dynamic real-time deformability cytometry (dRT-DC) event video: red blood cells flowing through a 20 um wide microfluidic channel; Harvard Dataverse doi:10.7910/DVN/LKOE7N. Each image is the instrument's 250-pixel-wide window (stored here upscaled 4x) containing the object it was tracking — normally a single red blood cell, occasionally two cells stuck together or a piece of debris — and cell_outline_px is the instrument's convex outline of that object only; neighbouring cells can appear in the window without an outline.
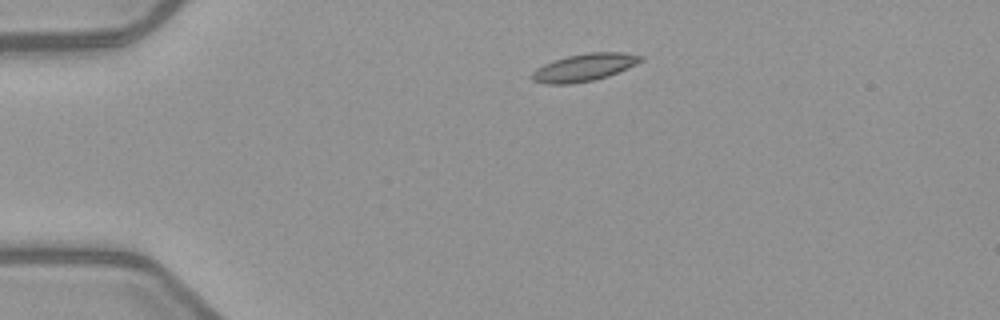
{"species": "common noctule bat (a hibernating species)", "species_latin": "Nyctalus noctula", "temperature_condition": "warm", "stored_images_in_passage": 5, "camera_frame_rate_fps": 3000, "um_per_image_px": 0.085, "animal": {"sex": "female", "body_mass_g": 21.9}, "frame": {"image": 1, "passage_image": 2, "time_ms": 1.333, "image_size_px": [1000, 320], "cell_outline_px": [[644, 60], [628, 68], [608, 76], [592, 80], [572, 84], [544, 84], [532, 80], [532, 72], [536, 68], [544, 64], [568, 56], [588, 52], [624, 52], [644, 56]], "centroid_in_image_um": [49.68, 5.73], "position_along_channel_um": 35.3, "area_um2": 17.4}}
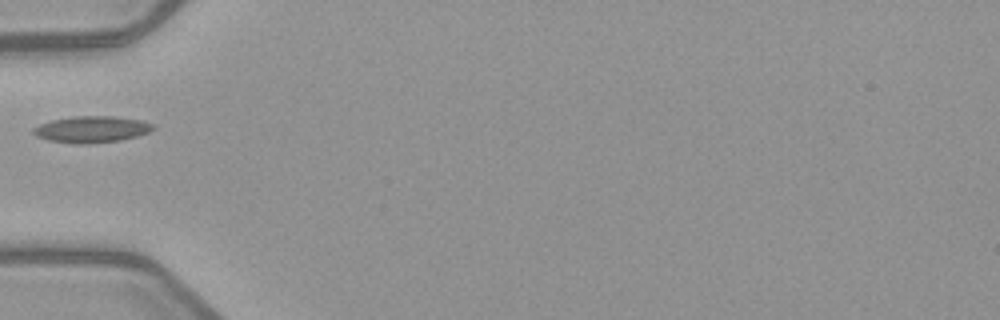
{"frame": {"image": 2, "passage_image": 4, "time_ms": 3.667, "image_size_px": [1000, 320], "cell_outline_px": [[156, 128], [148, 132], [136, 136], [120, 140], [88, 144], [76, 144], [48, 140], [36, 136], [32, 132], [32, 128], [40, 124], [52, 120], [72, 116], [112, 116], [140, 120], [152, 124]], "centroid_in_image_um": [7.75, 10.99], "position_along_channel_um": 77.2, "area_um2": 18.44}}
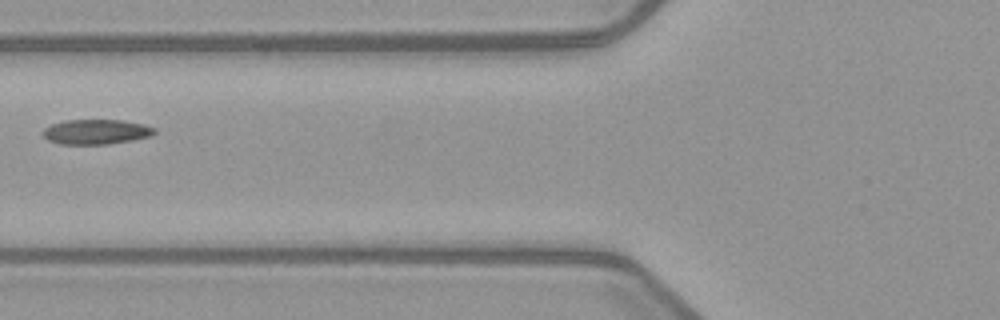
{"frame": {"image": 3, "passage_image": 5, "time_ms": 4.667, "image_size_px": [1000, 320], "cell_outline_px": [[156, 132], [152, 136], [132, 140], [108, 144], [60, 144], [48, 140], [40, 132], [44, 128], [52, 124], [64, 120], [124, 120], [144, 124], [156, 128]], "centroid_in_image_um": [8.18, 11.2], "position_along_channel_um": 117.6, "area_um2": 16.36}}